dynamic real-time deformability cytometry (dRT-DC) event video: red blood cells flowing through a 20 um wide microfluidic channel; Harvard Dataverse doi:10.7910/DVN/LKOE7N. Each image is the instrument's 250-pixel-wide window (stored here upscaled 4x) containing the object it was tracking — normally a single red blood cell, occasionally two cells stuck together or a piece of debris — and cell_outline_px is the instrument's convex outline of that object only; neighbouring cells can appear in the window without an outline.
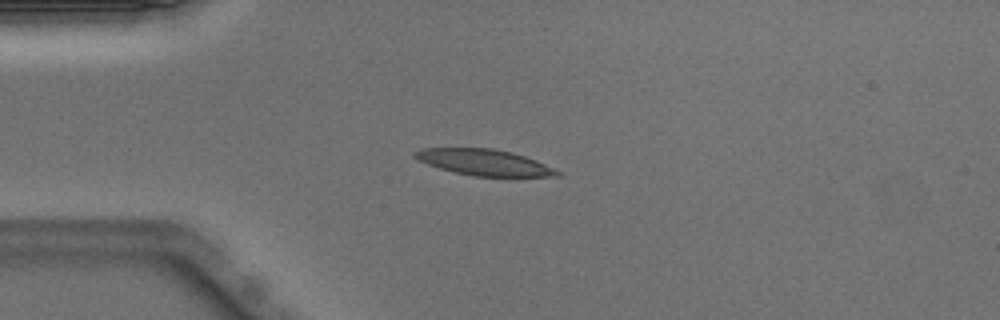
{"species": "Egyptian fruit bat (a non-hibernating species)", "species_latin": "Rousettus aegyptiacus", "temperature_condition": "warm", "stored_images_in_passage": 40, "camera_frame_rate_fps": 3000, "um_per_image_px": 0.085, "animal": {"sex": "male"}, "frame": {"image": 1, "passage_image": 6, "time_ms": 1.667, "image_size_px": [1000, 320], "cell_outline_px": [[564, 172], [560, 176], [476, 176], [456, 172], [440, 168], [416, 160], [412, 156], [412, 152], [420, 148], [492, 148], [512, 152], [536, 160]], "centroid_in_image_um": [41.15, 13.79], "position_along_channel_um": 43.8, "area_um2": 21.68}}
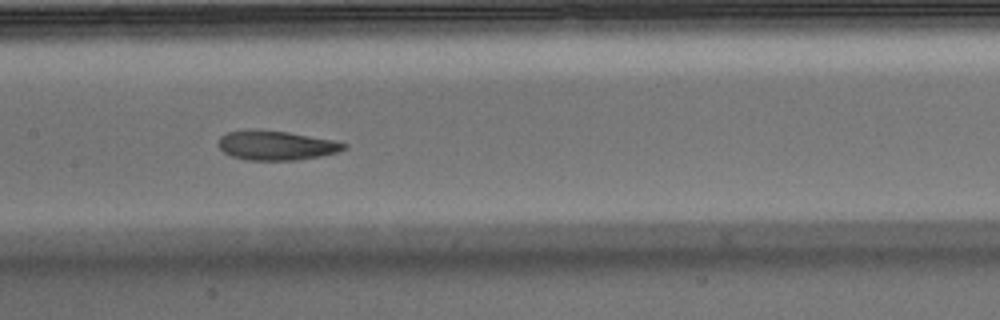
{"frame": {"image": 2, "passage_image": 18, "time_ms": 5.667, "image_size_px": [1000, 320], "cell_outline_px": [[348, 148], [336, 152], [320, 156], [296, 160], [248, 160], [232, 156], [224, 152], [216, 144], [220, 136], [228, 132], [248, 128], [252, 128], [288, 132], [332, 140], [348, 144]], "centroid_in_image_um": [23.43, 12.34], "position_along_channel_um": 184.0, "area_um2": 21.68}}
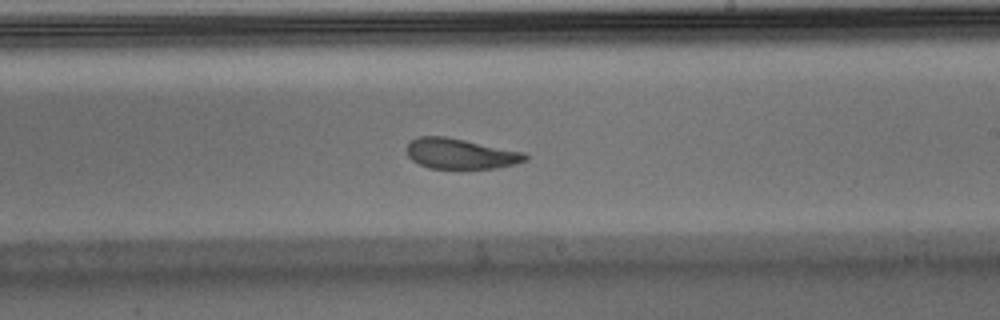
{"frame": {"image": 3, "passage_image": 23, "time_ms": 7.333, "image_size_px": [1000, 320], "cell_outline_px": [[528, 160], [516, 164], [496, 168], [428, 168], [412, 160], [408, 156], [408, 144], [412, 140], [420, 136], [444, 136], [524, 152], [528, 156]], "centroid_in_image_um": [39.17, 13.07], "position_along_channel_um": 249.8, "area_um2": 20.75}, "authors_computed_cell_mechanics": {"area_um2": 22.2819, "velocity_mm_per_s": 3.9725, "shape_relaxation_time_tau1_ms": 4.0121, "shape_relaxation_time_tau2_ms": 1.3467, "deformation_change_tau1": 0.1686, "deformation_change_tau2": 0.0861}}